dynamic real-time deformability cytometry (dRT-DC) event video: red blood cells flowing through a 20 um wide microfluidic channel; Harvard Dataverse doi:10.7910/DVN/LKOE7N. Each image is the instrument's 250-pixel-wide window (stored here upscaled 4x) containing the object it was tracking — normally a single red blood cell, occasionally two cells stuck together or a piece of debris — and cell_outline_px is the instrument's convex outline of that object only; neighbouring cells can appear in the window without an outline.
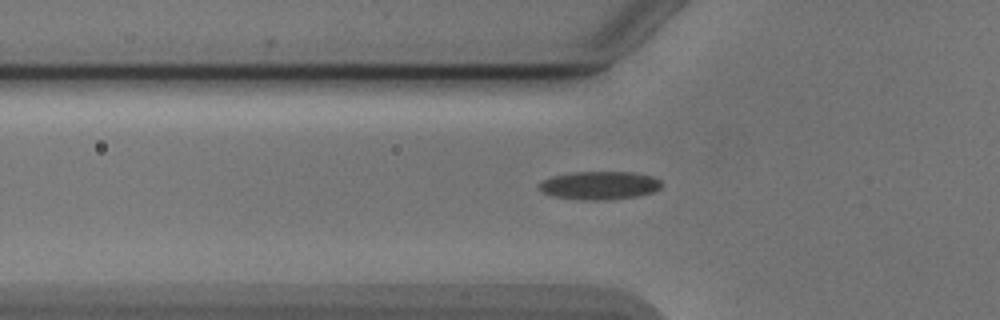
{"species": "Egyptian fruit bat (a non-hibernating species)", "species_latin": "Rousettus aegyptiacus", "temperature_condition": "cold", "stored_images_in_passage": 38, "camera_frame_rate_fps": 3000, "um_per_image_px": 0.085, "animal": {"sex": "male"}, "frame": {"image": 1, "passage_image": 7, "time_ms": 2.0, "image_size_px": [1000, 320], "cell_outline_px": [[664, 184], [660, 188], [652, 192], [636, 196], [608, 200], [580, 200], [552, 196], [536, 188], [536, 184], [552, 176], [572, 172], [632, 172], [652, 176], [660, 180]], "centroid_in_image_um": [50.93, 15.76], "position_along_channel_um": 74.9, "area_um2": 20.35}}
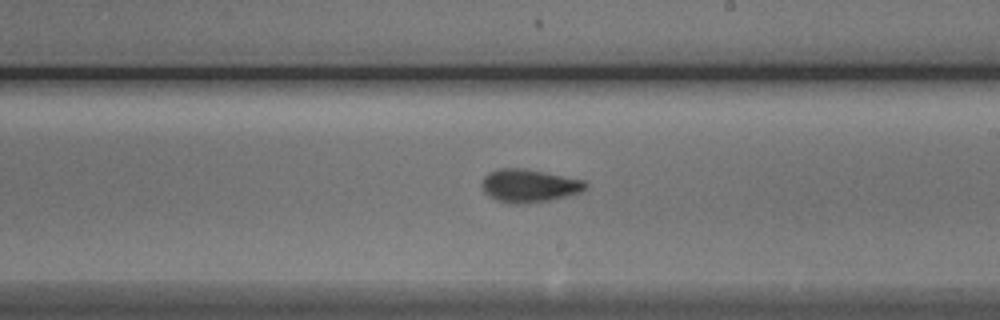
{"frame": {"image": 2, "passage_image": 20, "time_ms": 6.333, "image_size_px": [1000, 320], "cell_outline_px": [[588, 188], [580, 192], [568, 196], [548, 200], [524, 204], [512, 204], [496, 200], [484, 192], [484, 176], [488, 172], [496, 168], [520, 168], [544, 172], [584, 180], [588, 184]], "centroid_in_image_um": [45.0, 15.79], "position_along_channel_um": 244.0, "area_um2": 19.88}}
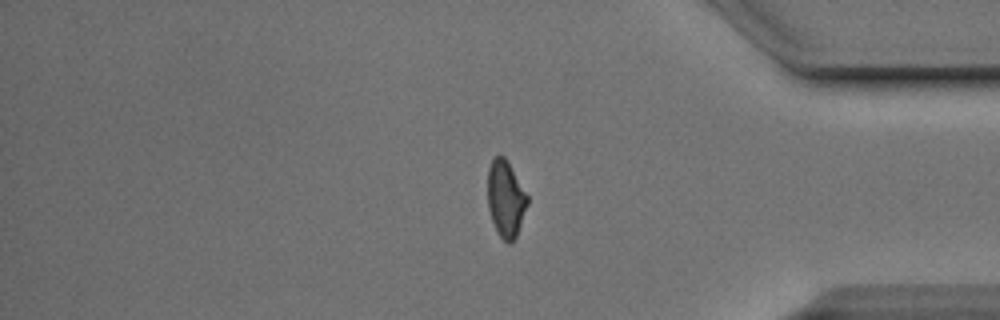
{"frame": {"image": 3, "passage_image": 33, "time_ms": 10.667, "image_size_px": [1000, 320], "cell_outline_px": [[528, 204], [516, 236], [512, 244], [508, 244], [496, 232], [488, 208], [488, 168], [492, 160], [496, 156], [504, 156], [508, 160], [528, 196]], "centroid_in_image_um": [42.99, 16.9], "position_along_channel_um": 392.2, "area_um2": 17.8}}